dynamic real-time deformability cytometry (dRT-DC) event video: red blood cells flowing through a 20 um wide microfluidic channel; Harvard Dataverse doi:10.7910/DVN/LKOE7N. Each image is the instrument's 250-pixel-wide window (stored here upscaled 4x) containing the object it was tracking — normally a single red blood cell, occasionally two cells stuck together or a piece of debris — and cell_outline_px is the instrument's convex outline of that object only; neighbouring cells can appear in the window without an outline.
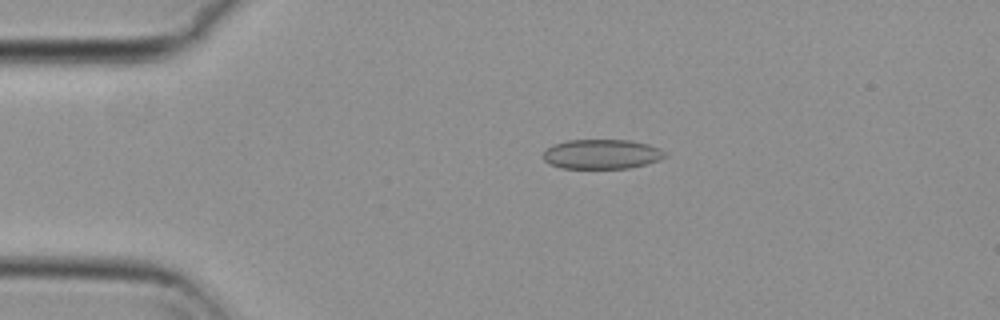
{"species": "common noctule bat (a hibernating species)", "species_latin": "Nyctalus noctula", "temperature_condition": "cold", "stored_images_in_passage": 43, "camera_frame_rate_fps": 3000, "um_per_image_px": 0.085, "animal": {"sex": "female", "body_mass_g": 29.2, "forearm_length_mm": 56.3}, "frame": {"image": 1, "passage_image": 12, "time_ms": 3.667, "image_size_px": [1000, 320], "cell_outline_px": [[668, 156], [660, 160], [628, 168], [560, 168], [548, 164], [544, 160], [544, 148], [552, 144], [568, 140], [628, 140], [648, 144], [660, 148]], "centroid_in_image_um": [51.11, 13.1], "position_along_channel_um": 33.9, "area_um2": 21.15}}
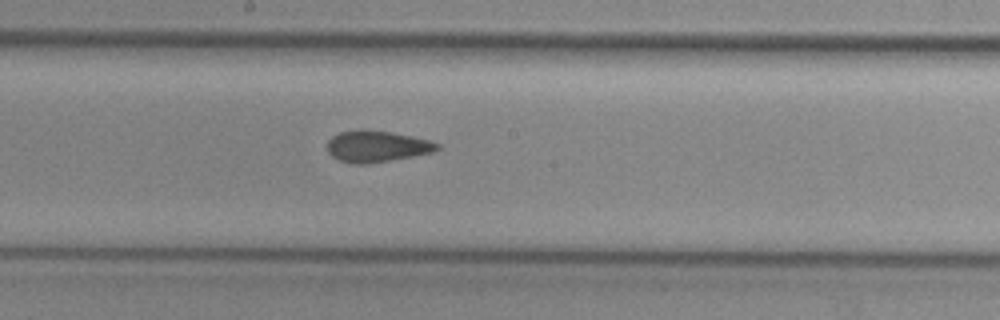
{"frame": {"image": 2, "passage_image": 30, "time_ms": 9.667, "image_size_px": [1000, 320], "cell_outline_px": [[440, 148], [436, 152], [368, 164], [356, 164], [340, 160], [332, 156], [328, 152], [328, 140], [332, 136], [340, 132], [364, 128], [412, 136], [428, 140], [440, 144]], "centroid_in_image_um": [32.04, 12.43], "position_along_channel_um": 216.2, "area_um2": 20.17}}
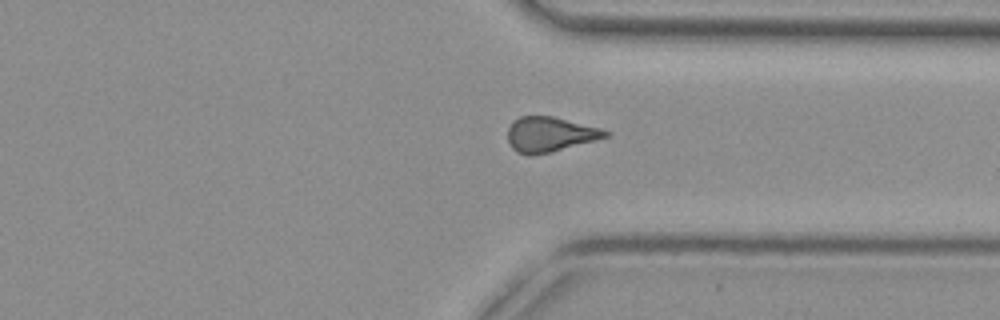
{"frame": {"image": 3, "passage_image": 42, "time_ms": 13.667, "image_size_px": [1000, 320], "cell_outline_px": [[612, 132], [608, 136], [552, 152], [528, 156], [516, 152], [512, 148], [508, 140], [508, 128], [512, 120], [520, 116], [552, 116], [600, 128]], "centroid_in_image_um": [46.7, 11.42], "position_along_channel_um": 364.7, "area_um2": 19.88}}